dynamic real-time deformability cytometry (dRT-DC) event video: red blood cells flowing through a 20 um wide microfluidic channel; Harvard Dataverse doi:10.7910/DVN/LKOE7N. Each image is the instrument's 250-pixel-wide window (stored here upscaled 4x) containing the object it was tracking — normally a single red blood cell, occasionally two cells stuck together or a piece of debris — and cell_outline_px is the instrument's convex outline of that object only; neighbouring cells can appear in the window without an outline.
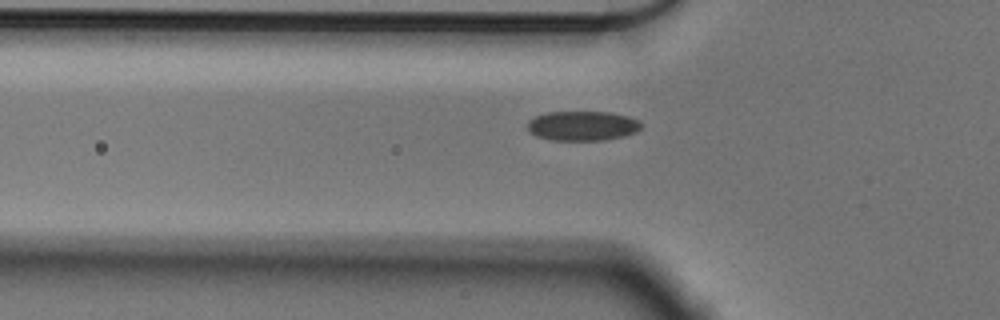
{"species": "Egyptian fruit bat (a non-hibernating species)", "species_latin": "Rousettus aegyptiacus", "temperature_condition": "cold", "stored_images_in_passage": 39, "camera_frame_rate_fps": 3000, "um_per_image_px": 0.085, "animal": {"sex": "male"}, "frame": {"image": 1, "passage_image": 4, "time_ms": 1.0, "image_size_px": [1000, 320], "cell_outline_px": [[640, 128], [636, 132], [624, 136], [604, 140], [552, 140], [536, 136], [528, 128], [528, 120], [536, 116], [548, 112], [608, 112], [628, 116], [640, 120]], "centroid_in_image_um": [49.52, 10.69], "position_along_channel_um": 76.3, "area_um2": 19.54}}
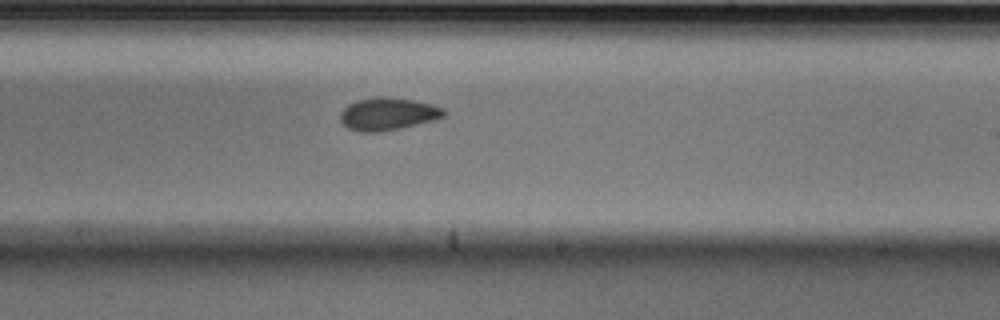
{"frame": {"image": 2, "passage_image": 19, "time_ms": 6.0, "image_size_px": [1000, 320], "cell_outline_px": [[448, 112], [444, 116], [432, 120], [400, 128], [380, 132], [360, 132], [348, 128], [340, 120], [340, 112], [348, 104], [356, 100], [376, 96], [384, 96], [412, 100], [432, 104], [444, 108]], "centroid_in_image_um": [32.95, 9.67], "position_along_channel_um": 256.0, "area_um2": 19.71}}
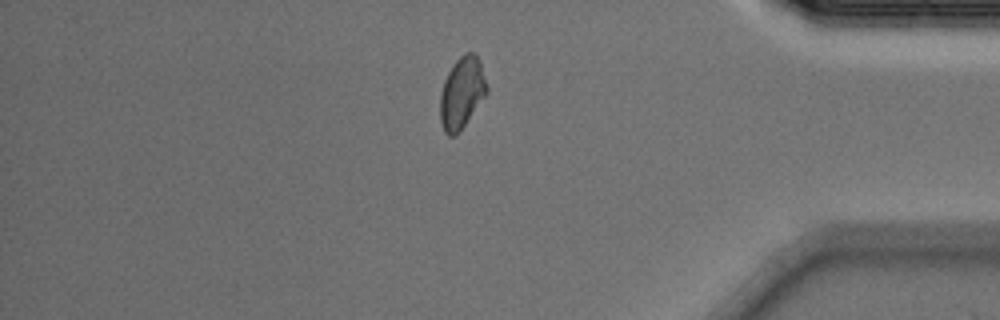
{"frame": {"image": 3, "passage_image": 33, "time_ms": 10.667, "image_size_px": [1000, 320], "cell_outline_px": [[488, 92], [460, 132], [456, 136], [448, 136], [444, 132], [440, 120], [440, 92], [444, 80], [448, 72], [456, 60], [464, 52], [472, 52], [480, 60], [488, 88]], "centroid_in_image_um": [39.25, 7.91], "position_along_channel_um": 395.9, "area_um2": 19.65}}